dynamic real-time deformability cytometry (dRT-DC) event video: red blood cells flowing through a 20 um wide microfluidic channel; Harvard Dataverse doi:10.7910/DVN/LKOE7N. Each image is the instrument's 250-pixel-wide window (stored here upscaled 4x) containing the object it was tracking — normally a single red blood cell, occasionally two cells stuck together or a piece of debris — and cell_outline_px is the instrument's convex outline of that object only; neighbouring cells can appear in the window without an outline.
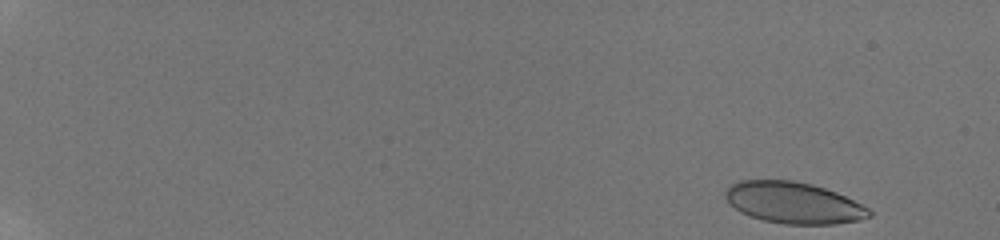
{"species": "human", "species_latin": "Homo sapiens", "temperature_condition": "room temperature", "stored_images_in_passage": 9, "camera_frame_rate_fps": 3000, "um_per_image_px": 0.085, "donor": {"sex": "male"}, "frame": {"image": 1, "passage_image": 1, "time_ms": 0.0, "image_size_px": [1000, 240], "cell_outline_px": [[872, 216], [860, 220], [836, 224], [784, 224], [764, 220], [740, 212], [724, 196], [724, 192], [732, 184], [740, 180], [792, 180], [812, 184], [836, 192], [868, 208], [872, 212]], "centroid_in_image_um": [67.47, 17.23], "position_along_channel_um": 17.5, "area_um2": 34.45}}